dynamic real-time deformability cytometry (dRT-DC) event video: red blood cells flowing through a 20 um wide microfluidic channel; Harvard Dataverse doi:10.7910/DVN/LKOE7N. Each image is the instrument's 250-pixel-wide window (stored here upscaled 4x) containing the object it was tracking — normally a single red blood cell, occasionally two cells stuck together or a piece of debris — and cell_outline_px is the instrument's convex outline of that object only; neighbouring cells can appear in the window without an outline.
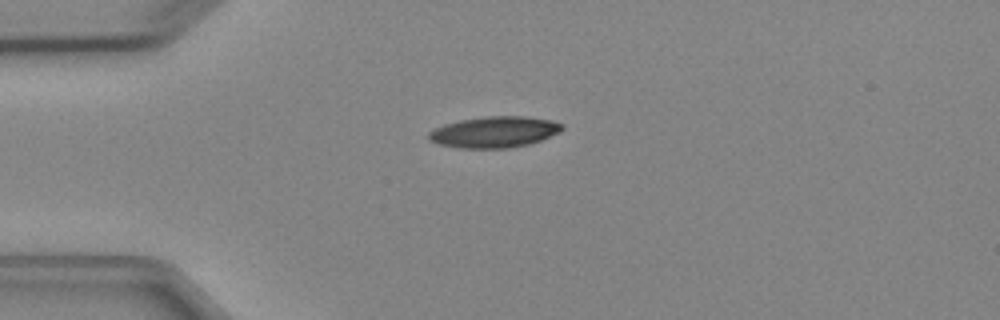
{"species": "Egyptian fruit bat (a non-hibernating species)", "species_latin": "Rousettus aegyptiacus", "temperature_condition": "cold", "stored_images_in_passage": 4, "camera_frame_rate_fps": 3000, "um_per_image_px": 0.085, "animal": {"sex": "female"}, "frame": {"image": 1, "passage_image": 1, "time_ms": 0.0, "image_size_px": [1000, 320], "cell_outline_px": [[564, 128], [560, 132], [540, 140], [528, 144], [508, 148], [460, 148], [440, 144], [428, 140], [428, 132], [444, 124], [460, 120], [488, 116], [528, 116], [552, 120], [564, 124]], "centroid_in_image_um": [42.04, 11.21], "position_along_channel_um": 43.0, "area_um2": 24.22}}
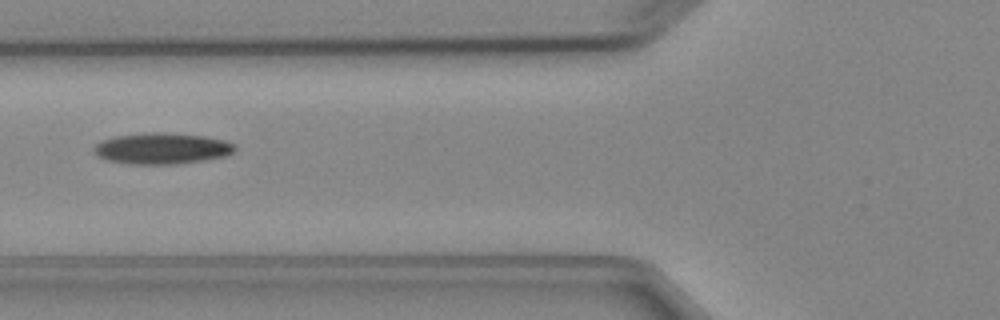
{"frame": {"image": 2, "passage_image": 3, "time_ms": 2.333, "image_size_px": [1000, 320], "cell_outline_px": [[236, 148], [232, 152], [224, 156], [204, 160], [176, 164], [128, 164], [108, 160], [96, 156], [92, 152], [92, 148], [100, 140], [116, 136], [152, 132], [164, 132], [204, 136], [224, 140], [236, 144]], "centroid_in_image_um": [13.72, 12.62], "position_along_channel_um": 112.1, "area_um2": 25.72}}